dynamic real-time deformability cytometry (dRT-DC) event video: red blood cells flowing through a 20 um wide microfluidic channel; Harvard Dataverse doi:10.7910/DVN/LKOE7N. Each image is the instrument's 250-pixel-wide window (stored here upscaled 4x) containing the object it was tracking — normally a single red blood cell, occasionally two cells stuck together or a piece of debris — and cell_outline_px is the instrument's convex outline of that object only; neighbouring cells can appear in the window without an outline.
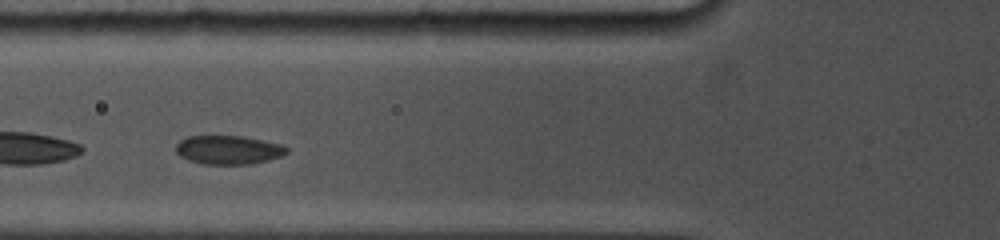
{"species": "common noctule bat (a hibernating species)", "species_latin": "Nyctalus noctula", "temperature_condition": "cold", "stored_images_in_passage": 41, "camera_frame_rate_fps": 5000, "um_per_image_px": 0.085, "animal": {"sex": "female", "body_mass_g": 19.0, "forearm_length_mm": 53.3}, "frame": {"image": 1, "passage_image": 6, "time_ms": 1.4, "image_size_px": [1000, 240], "cell_outline_px": [[288, 152], [280, 156], [268, 160], [252, 164], [204, 164], [188, 160], [180, 156], [176, 152], [176, 144], [180, 140], [188, 136], [244, 136], [280, 144], [288, 148]], "centroid_in_image_um": [19.4, 12.74], "position_along_channel_um": 106.4, "area_um2": 18.55}}
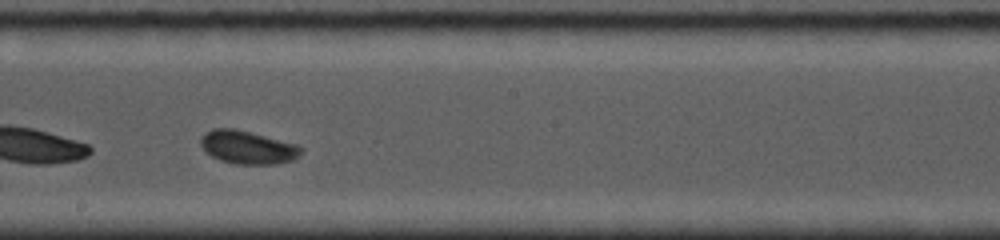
{"frame": {"image": 2, "passage_image": 16, "time_ms": 4.6, "image_size_px": [1000, 240], "cell_outline_px": [[304, 148], [292, 160], [276, 164], [236, 164], [220, 160], [212, 156], [200, 144], [200, 136], [204, 132], [212, 128], [236, 128], [296, 144]], "centroid_in_image_um": [21.01, 12.5], "position_along_channel_um": 227.2, "area_um2": 19.36}, "authors_computed_cell_mechanics": {"area_um2": 18.7272, "velocity_mm_per_s": 3.7819, "shape_relaxation_time_tau1_ms": 5.0028, "shape_relaxation_time_tau2_ms": null, "deformation_change_tau1": 0.1152, "deformation_change_tau2": null}}